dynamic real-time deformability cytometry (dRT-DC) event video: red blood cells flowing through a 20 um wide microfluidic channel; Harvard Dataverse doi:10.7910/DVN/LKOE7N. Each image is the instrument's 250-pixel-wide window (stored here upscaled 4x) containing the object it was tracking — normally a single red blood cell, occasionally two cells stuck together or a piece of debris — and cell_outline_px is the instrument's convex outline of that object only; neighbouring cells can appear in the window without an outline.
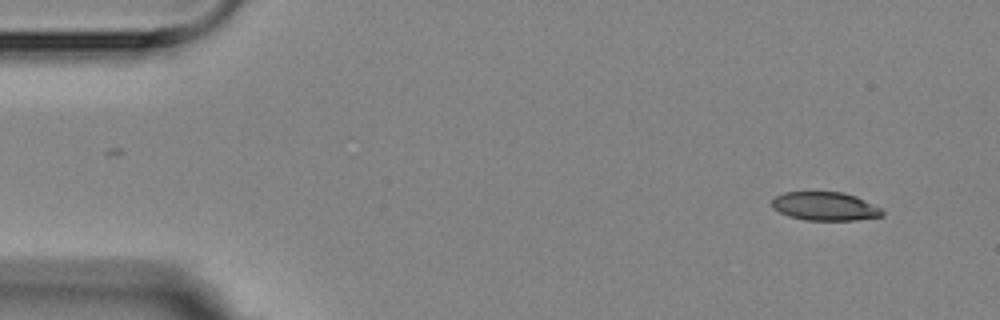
{"species": "Egyptian fruit bat (a non-hibernating species)", "species_latin": "Rousettus aegyptiacus", "temperature_condition": "room temperature", "stored_images_in_passage": 5, "camera_frame_rate_fps": 3000, "um_per_image_px": 0.085, "animal": {"sex": "female"}, "frame": {"image": 1, "passage_image": 1, "time_ms": 0.0, "image_size_px": [1000, 320], "cell_outline_px": [[884, 216], [856, 220], [804, 220], [788, 216], [772, 208], [772, 200], [776, 196], [784, 192], [844, 192], [856, 196], [880, 208], [884, 212]], "centroid_in_image_um": [70.12, 17.54], "position_along_channel_um": 14.9, "area_um2": 18.38}}
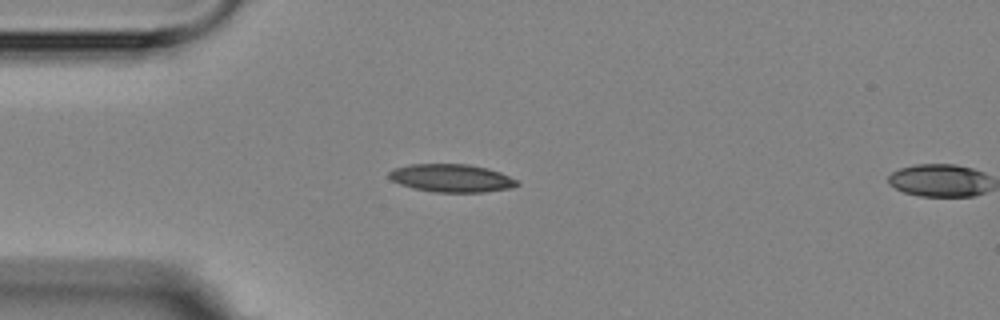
{"frame": {"image": 2, "passage_image": 4, "time_ms": 3.333, "image_size_px": [1000, 320], "cell_outline_px": [[520, 184], [512, 188], [484, 192], [436, 192], [412, 188], [400, 184], [392, 180], [388, 176], [388, 172], [392, 168], [412, 164], [468, 164], [488, 168], [500, 172], [516, 180]], "centroid_in_image_um": [38.36, 15.14], "position_along_channel_um": 46.6, "area_um2": 20.92}}